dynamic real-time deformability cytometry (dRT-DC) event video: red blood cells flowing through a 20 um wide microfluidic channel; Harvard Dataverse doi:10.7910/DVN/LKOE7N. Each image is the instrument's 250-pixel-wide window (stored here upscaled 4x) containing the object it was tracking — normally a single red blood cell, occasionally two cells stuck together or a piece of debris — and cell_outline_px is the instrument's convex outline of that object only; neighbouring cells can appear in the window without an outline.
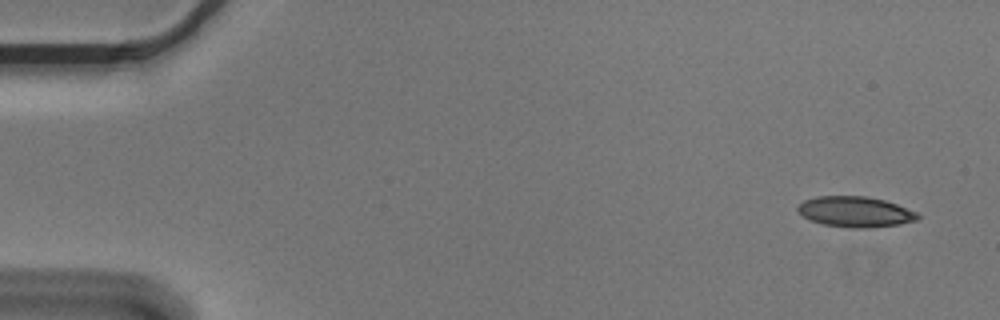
{"species": "Egyptian fruit bat (a non-hibernating species)", "species_latin": "Rousettus aegyptiacus", "temperature_condition": "cold", "stored_images_in_passage": 5, "camera_frame_rate_fps": 3000, "um_per_image_px": 0.085, "animal": {"sex": "male"}, "frame": {"image": 1, "passage_image": 1, "time_ms": 0.0, "image_size_px": [1000, 320], "cell_outline_px": [[920, 216], [916, 220], [900, 224], [872, 228], [848, 228], [824, 224], [808, 220], [796, 208], [804, 200], [816, 196], [864, 196], [884, 200], [920, 212]], "centroid_in_image_um": [72.73, 18.01], "position_along_channel_um": 12.3, "area_um2": 21.5}}
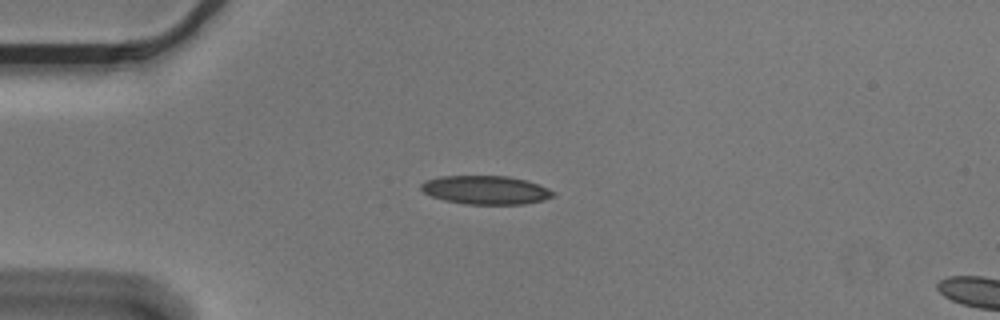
{"frame": {"image": 2, "passage_image": 4, "time_ms": 1.0, "image_size_px": [1000, 320], "cell_outline_px": [[556, 196], [544, 200], [524, 204], [464, 204], [444, 200], [432, 196], [424, 192], [420, 188], [420, 184], [424, 180], [440, 176], [508, 176], [524, 180], [548, 188], [556, 192]], "centroid_in_image_um": [41.28, 16.15], "position_along_channel_um": 43.7, "area_um2": 22.08}}